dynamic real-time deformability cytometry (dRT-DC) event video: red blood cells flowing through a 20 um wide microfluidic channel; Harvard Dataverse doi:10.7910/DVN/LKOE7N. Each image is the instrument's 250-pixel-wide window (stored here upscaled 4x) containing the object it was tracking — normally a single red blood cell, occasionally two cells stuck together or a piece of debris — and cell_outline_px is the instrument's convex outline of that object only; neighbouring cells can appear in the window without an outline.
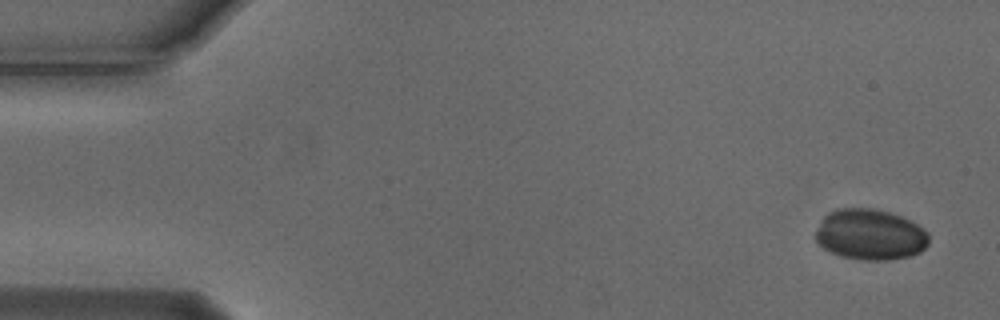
{"species": "Egyptian fruit bat (a non-hibernating species)", "species_latin": "Rousettus aegyptiacus", "temperature_condition": "cold", "stored_images_in_passage": 31, "camera_frame_rate_fps": 3000, "um_per_image_px": 0.085, "animal": {"sex": "male"}, "frame": {"image": 1, "passage_image": 1, "time_ms": 0.0, "image_size_px": [1000, 320], "cell_outline_px": [[928, 244], [920, 252], [908, 256], [888, 260], [864, 260], [840, 256], [824, 248], [816, 240], [816, 232], [820, 220], [828, 212], [836, 208], [872, 208], [888, 212], [900, 216], [924, 228], [928, 232]], "centroid_in_image_um": [73.95, 19.93], "position_along_channel_um": 11.0, "area_um2": 33.47}}
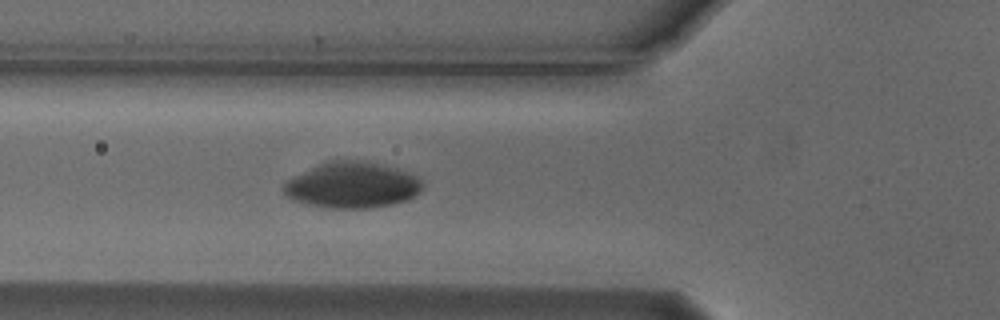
{"frame": {"image": 2, "passage_image": 18, "time_ms": 5.667, "image_size_px": [1000, 320], "cell_outline_px": [[424, 188], [420, 192], [408, 200], [392, 204], [368, 208], [328, 208], [308, 204], [296, 200], [288, 196], [284, 192], [284, 180], [328, 160], [368, 160], [396, 168], [420, 176], [424, 180]], "centroid_in_image_um": [30.0, 15.72], "position_along_channel_um": 95.8, "area_um2": 37.57}}
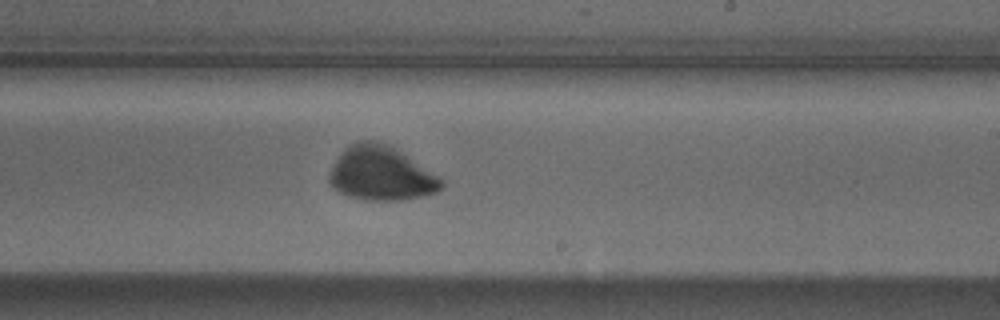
{"frame": {"image": 3, "passage_image": 31, "time_ms": 10.0, "image_size_px": [1000, 320], "cell_outline_px": [[444, 184], [436, 192], [424, 196], [400, 200], [364, 200], [340, 192], [332, 188], [328, 180], [332, 168], [340, 152], [344, 148], [352, 144], [364, 140], [376, 140], [388, 144], [444, 180]], "centroid_in_image_um": [32.37, 14.75], "position_along_channel_um": 256.6, "area_um2": 34.97}}